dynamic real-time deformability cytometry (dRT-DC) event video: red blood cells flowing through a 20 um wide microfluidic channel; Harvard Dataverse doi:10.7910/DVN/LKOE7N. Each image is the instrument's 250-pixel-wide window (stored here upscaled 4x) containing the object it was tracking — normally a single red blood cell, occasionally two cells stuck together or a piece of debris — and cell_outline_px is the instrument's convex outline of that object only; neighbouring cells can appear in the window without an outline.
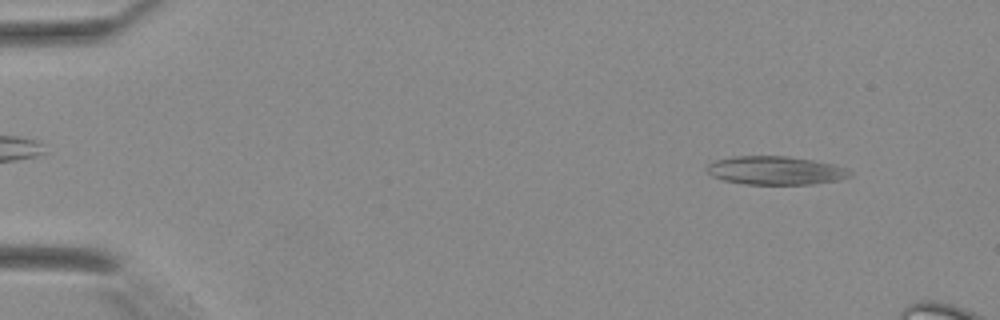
{"species": "Egyptian fruit bat (a non-hibernating species)", "species_latin": "Rousettus aegyptiacus", "temperature_condition": "warm", "stored_images_in_passage": 4, "camera_frame_rate_fps": 3000, "um_per_image_px": 0.085, "animal": {"sex": "female"}, "frame": {"image": 1, "passage_image": 2, "time_ms": 0.333, "image_size_px": [1000, 320], "cell_outline_px": [[852, 176], [840, 180], [812, 184], [744, 184], [724, 180], [712, 176], [704, 168], [708, 164], [716, 160], [732, 156], [788, 156], [812, 160], [832, 164], [844, 168], [852, 172]], "centroid_in_image_um": [65.9, 14.49], "position_along_channel_um": 19.1, "area_um2": 23.76}}